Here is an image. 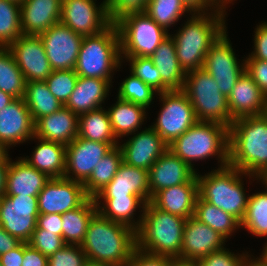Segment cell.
<instances>
[{
    "label": "cell",
    "mask_w": 267,
    "mask_h": 266,
    "mask_svg": "<svg viewBox=\"0 0 267 266\" xmlns=\"http://www.w3.org/2000/svg\"><path fill=\"white\" fill-rule=\"evenodd\" d=\"M79 116L66 107L39 118L34 124V136L67 146L78 133Z\"/></svg>",
    "instance_id": "4316f807"
},
{
    "label": "cell",
    "mask_w": 267,
    "mask_h": 266,
    "mask_svg": "<svg viewBox=\"0 0 267 266\" xmlns=\"http://www.w3.org/2000/svg\"><path fill=\"white\" fill-rule=\"evenodd\" d=\"M175 260L170 256L155 255L135 248L125 266H171Z\"/></svg>",
    "instance_id": "681fc988"
},
{
    "label": "cell",
    "mask_w": 267,
    "mask_h": 266,
    "mask_svg": "<svg viewBox=\"0 0 267 266\" xmlns=\"http://www.w3.org/2000/svg\"><path fill=\"white\" fill-rule=\"evenodd\" d=\"M194 217L218 232L227 241L240 229V222L231 214L197 196Z\"/></svg>",
    "instance_id": "e575fe53"
},
{
    "label": "cell",
    "mask_w": 267,
    "mask_h": 266,
    "mask_svg": "<svg viewBox=\"0 0 267 266\" xmlns=\"http://www.w3.org/2000/svg\"><path fill=\"white\" fill-rule=\"evenodd\" d=\"M24 100L34 123L39 118L53 114L64 106L49 91L45 81L26 82Z\"/></svg>",
    "instance_id": "8d00e7d4"
},
{
    "label": "cell",
    "mask_w": 267,
    "mask_h": 266,
    "mask_svg": "<svg viewBox=\"0 0 267 266\" xmlns=\"http://www.w3.org/2000/svg\"><path fill=\"white\" fill-rule=\"evenodd\" d=\"M229 4L231 5V0H226V11L228 10V7L230 8Z\"/></svg>",
    "instance_id": "2644e50d"
},
{
    "label": "cell",
    "mask_w": 267,
    "mask_h": 266,
    "mask_svg": "<svg viewBox=\"0 0 267 266\" xmlns=\"http://www.w3.org/2000/svg\"><path fill=\"white\" fill-rule=\"evenodd\" d=\"M123 64L118 28L111 24L97 35L83 36L74 70L78 76L101 78L112 84Z\"/></svg>",
    "instance_id": "52a82bcc"
},
{
    "label": "cell",
    "mask_w": 267,
    "mask_h": 266,
    "mask_svg": "<svg viewBox=\"0 0 267 266\" xmlns=\"http://www.w3.org/2000/svg\"><path fill=\"white\" fill-rule=\"evenodd\" d=\"M161 75V93L182 90L186 73L176 56L174 39L169 35L150 56Z\"/></svg>",
    "instance_id": "4dcf8cb0"
},
{
    "label": "cell",
    "mask_w": 267,
    "mask_h": 266,
    "mask_svg": "<svg viewBox=\"0 0 267 266\" xmlns=\"http://www.w3.org/2000/svg\"><path fill=\"white\" fill-rule=\"evenodd\" d=\"M141 197L149 200L148 170L122 163L109 184L94 198Z\"/></svg>",
    "instance_id": "44dd1931"
},
{
    "label": "cell",
    "mask_w": 267,
    "mask_h": 266,
    "mask_svg": "<svg viewBox=\"0 0 267 266\" xmlns=\"http://www.w3.org/2000/svg\"><path fill=\"white\" fill-rule=\"evenodd\" d=\"M215 168L211 171L208 170L209 172L205 174L196 173L198 196L241 222L245 216L250 195L248 194L249 191L245 190V184L249 182L248 184L251 185L255 180L258 184L259 179L230 165ZM245 177L246 183L244 184Z\"/></svg>",
    "instance_id": "277c9868"
},
{
    "label": "cell",
    "mask_w": 267,
    "mask_h": 266,
    "mask_svg": "<svg viewBox=\"0 0 267 266\" xmlns=\"http://www.w3.org/2000/svg\"><path fill=\"white\" fill-rule=\"evenodd\" d=\"M87 255L80 245L65 244L48 257L47 266H85Z\"/></svg>",
    "instance_id": "7dc6e473"
},
{
    "label": "cell",
    "mask_w": 267,
    "mask_h": 266,
    "mask_svg": "<svg viewBox=\"0 0 267 266\" xmlns=\"http://www.w3.org/2000/svg\"><path fill=\"white\" fill-rule=\"evenodd\" d=\"M77 137L102 143H119L104 107L79 115Z\"/></svg>",
    "instance_id": "836d02e7"
},
{
    "label": "cell",
    "mask_w": 267,
    "mask_h": 266,
    "mask_svg": "<svg viewBox=\"0 0 267 266\" xmlns=\"http://www.w3.org/2000/svg\"><path fill=\"white\" fill-rule=\"evenodd\" d=\"M129 63V73L140 78L158 94L161 93V75L150 57H121Z\"/></svg>",
    "instance_id": "7bdbcfd3"
},
{
    "label": "cell",
    "mask_w": 267,
    "mask_h": 266,
    "mask_svg": "<svg viewBox=\"0 0 267 266\" xmlns=\"http://www.w3.org/2000/svg\"><path fill=\"white\" fill-rule=\"evenodd\" d=\"M145 13L168 32L182 17L192 14L181 0H148Z\"/></svg>",
    "instance_id": "ab89813d"
},
{
    "label": "cell",
    "mask_w": 267,
    "mask_h": 266,
    "mask_svg": "<svg viewBox=\"0 0 267 266\" xmlns=\"http://www.w3.org/2000/svg\"><path fill=\"white\" fill-rule=\"evenodd\" d=\"M80 246L90 261L125 266L136 248V231L97 212Z\"/></svg>",
    "instance_id": "3957f363"
},
{
    "label": "cell",
    "mask_w": 267,
    "mask_h": 266,
    "mask_svg": "<svg viewBox=\"0 0 267 266\" xmlns=\"http://www.w3.org/2000/svg\"><path fill=\"white\" fill-rule=\"evenodd\" d=\"M227 240L194 216L186 219L181 255L182 261L196 262L214 251L225 247Z\"/></svg>",
    "instance_id": "ffe728a7"
},
{
    "label": "cell",
    "mask_w": 267,
    "mask_h": 266,
    "mask_svg": "<svg viewBox=\"0 0 267 266\" xmlns=\"http://www.w3.org/2000/svg\"><path fill=\"white\" fill-rule=\"evenodd\" d=\"M168 149L196 173L195 162L218 160V168L229 165V128L216 122L197 121L174 140ZM212 157V158H211Z\"/></svg>",
    "instance_id": "5b68a950"
},
{
    "label": "cell",
    "mask_w": 267,
    "mask_h": 266,
    "mask_svg": "<svg viewBox=\"0 0 267 266\" xmlns=\"http://www.w3.org/2000/svg\"><path fill=\"white\" fill-rule=\"evenodd\" d=\"M245 71L267 97V61L245 56Z\"/></svg>",
    "instance_id": "f907efd6"
},
{
    "label": "cell",
    "mask_w": 267,
    "mask_h": 266,
    "mask_svg": "<svg viewBox=\"0 0 267 266\" xmlns=\"http://www.w3.org/2000/svg\"><path fill=\"white\" fill-rule=\"evenodd\" d=\"M214 8L226 11V0H207Z\"/></svg>",
    "instance_id": "6125c7cd"
},
{
    "label": "cell",
    "mask_w": 267,
    "mask_h": 266,
    "mask_svg": "<svg viewBox=\"0 0 267 266\" xmlns=\"http://www.w3.org/2000/svg\"><path fill=\"white\" fill-rule=\"evenodd\" d=\"M171 266H196L195 262H189V261H182L176 259Z\"/></svg>",
    "instance_id": "be15d7a7"
},
{
    "label": "cell",
    "mask_w": 267,
    "mask_h": 266,
    "mask_svg": "<svg viewBox=\"0 0 267 266\" xmlns=\"http://www.w3.org/2000/svg\"><path fill=\"white\" fill-rule=\"evenodd\" d=\"M37 196H3L0 198V225L21 242H28L36 229Z\"/></svg>",
    "instance_id": "4fadbf2b"
},
{
    "label": "cell",
    "mask_w": 267,
    "mask_h": 266,
    "mask_svg": "<svg viewBox=\"0 0 267 266\" xmlns=\"http://www.w3.org/2000/svg\"><path fill=\"white\" fill-rule=\"evenodd\" d=\"M89 196L83 183L71 179L50 178L37 196L39 214H63L80 207Z\"/></svg>",
    "instance_id": "5bb4252c"
},
{
    "label": "cell",
    "mask_w": 267,
    "mask_h": 266,
    "mask_svg": "<svg viewBox=\"0 0 267 266\" xmlns=\"http://www.w3.org/2000/svg\"><path fill=\"white\" fill-rule=\"evenodd\" d=\"M258 179L261 185H264L267 189V172H264Z\"/></svg>",
    "instance_id": "003e7915"
},
{
    "label": "cell",
    "mask_w": 267,
    "mask_h": 266,
    "mask_svg": "<svg viewBox=\"0 0 267 266\" xmlns=\"http://www.w3.org/2000/svg\"><path fill=\"white\" fill-rule=\"evenodd\" d=\"M245 266H267V261L262 259L260 256H253L251 255L248 261L246 262Z\"/></svg>",
    "instance_id": "91938a15"
},
{
    "label": "cell",
    "mask_w": 267,
    "mask_h": 266,
    "mask_svg": "<svg viewBox=\"0 0 267 266\" xmlns=\"http://www.w3.org/2000/svg\"><path fill=\"white\" fill-rule=\"evenodd\" d=\"M197 196L198 181L195 174L186 183L159 190L151 197L150 202L165 212L188 219L194 216Z\"/></svg>",
    "instance_id": "d4e9b609"
},
{
    "label": "cell",
    "mask_w": 267,
    "mask_h": 266,
    "mask_svg": "<svg viewBox=\"0 0 267 266\" xmlns=\"http://www.w3.org/2000/svg\"><path fill=\"white\" fill-rule=\"evenodd\" d=\"M62 0H24L20 5L23 35H37L61 20Z\"/></svg>",
    "instance_id": "cb8c5ba5"
},
{
    "label": "cell",
    "mask_w": 267,
    "mask_h": 266,
    "mask_svg": "<svg viewBox=\"0 0 267 266\" xmlns=\"http://www.w3.org/2000/svg\"><path fill=\"white\" fill-rule=\"evenodd\" d=\"M107 108L112 130L118 140L137 132L142 128L148 116V109L142 105L124 101L116 97Z\"/></svg>",
    "instance_id": "1f68e13d"
},
{
    "label": "cell",
    "mask_w": 267,
    "mask_h": 266,
    "mask_svg": "<svg viewBox=\"0 0 267 266\" xmlns=\"http://www.w3.org/2000/svg\"><path fill=\"white\" fill-rule=\"evenodd\" d=\"M149 200L159 190L188 182L196 172L169 149L151 166Z\"/></svg>",
    "instance_id": "7402d4cb"
},
{
    "label": "cell",
    "mask_w": 267,
    "mask_h": 266,
    "mask_svg": "<svg viewBox=\"0 0 267 266\" xmlns=\"http://www.w3.org/2000/svg\"><path fill=\"white\" fill-rule=\"evenodd\" d=\"M148 0H107L108 17L111 24H116L130 14L145 13Z\"/></svg>",
    "instance_id": "c3c4849f"
},
{
    "label": "cell",
    "mask_w": 267,
    "mask_h": 266,
    "mask_svg": "<svg viewBox=\"0 0 267 266\" xmlns=\"http://www.w3.org/2000/svg\"><path fill=\"white\" fill-rule=\"evenodd\" d=\"M97 213L94 198H88L80 207L62 214V238L66 244L81 245L89 222Z\"/></svg>",
    "instance_id": "d6a6232c"
},
{
    "label": "cell",
    "mask_w": 267,
    "mask_h": 266,
    "mask_svg": "<svg viewBox=\"0 0 267 266\" xmlns=\"http://www.w3.org/2000/svg\"><path fill=\"white\" fill-rule=\"evenodd\" d=\"M9 151L0 143V160H2Z\"/></svg>",
    "instance_id": "a7ac6f4b"
},
{
    "label": "cell",
    "mask_w": 267,
    "mask_h": 266,
    "mask_svg": "<svg viewBox=\"0 0 267 266\" xmlns=\"http://www.w3.org/2000/svg\"><path fill=\"white\" fill-rule=\"evenodd\" d=\"M10 159L11 158L8 153L2 160H0V198H2L5 194L7 172H8V166L10 164Z\"/></svg>",
    "instance_id": "680465c9"
},
{
    "label": "cell",
    "mask_w": 267,
    "mask_h": 266,
    "mask_svg": "<svg viewBox=\"0 0 267 266\" xmlns=\"http://www.w3.org/2000/svg\"><path fill=\"white\" fill-rule=\"evenodd\" d=\"M182 91L192 104L198 121L216 122L227 126L233 123L228 98L218 84L203 68L186 73Z\"/></svg>",
    "instance_id": "ba28073f"
},
{
    "label": "cell",
    "mask_w": 267,
    "mask_h": 266,
    "mask_svg": "<svg viewBox=\"0 0 267 266\" xmlns=\"http://www.w3.org/2000/svg\"><path fill=\"white\" fill-rule=\"evenodd\" d=\"M36 226L62 236V215L56 213L39 214Z\"/></svg>",
    "instance_id": "f5cc1de1"
},
{
    "label": "cell",
    "mask_w": 267,
    "mask_h": 266,
    "mask_svg": "<svg viewBox=\"0 0 267 266\" xmlns=\"http://www.w3.org/2000/svg\"><path fill=\"white\" fill-rule=\"evenodd\" d=\"M78 77L74 69L53 70L45 82L53 96L64 105L73 92Z\"/></svg>",
    "instance_id": "ee69618b"
},
{
    "label": "cell",
    "mask_w": 267,
    "mask_h": 266,
    "mask_svg": "<svg viewBox=\"0 0 267 266\" xmlns=\"http://www.w3.org/2000/svg\"><path fill=\"white\" fill-rule=\"evenodd\" d=\"M48 257L23 242V260L21 266H47Z\"/></svg>",
    "instance_id": "db71d44e"
},
{
    "label": "cell",
    "mask_w": 267,
    "mask_h": 266,
    "mask_svg": "<svg viewBox=\"0 0 267 266\" xmlns=\"http://www.w3.org/2000/svg\"><path fill=\"white\" fill-rule=\"evenodd\" d=\"M27 243L46 257L53 255L66 244L62 236L45 229H40L37 226Z\"/></svg>",
    "instance_id": "bcb514c9"
},
{
    "label": "cell",
    "mask_w": 267,
    "mask_h": 266,
    "mask_svg": "<svg viewBox=\"0 0 267 266\" xmlns=\"http://www.w3.org/2000/svg\"><path fill=\"white\" fill-rule=\"evenodd\" d=\"M22 242L6 232L0 225V255L19 246Z\"/></svg>",
    "instance_id": "9f6ffc18"
},
{
    "label": "cell",
    "mask_w": 267,
    "mask_h": 266,
    "mask_svg": "<svg viewBox=\"0 0 267 266\" xmlns=\"http://www.w3.org/2000/svg\"><path fill=\"white\" fill-rule=\"evenodd\" d=\"M160 111L150 125L170 145L198 120L189 98L182 90L159 93Z\"/></svg>",
    "instance_id": "30bf717a"
},
{
    "label": "cell",
    "mask_w": 267,
    "mask_h": 266,
    "mask_svg": "<svg viewBox=\"0 0 267 266\" xmlns=\"http://www.w3.org/2000/svg\"><path fill=\"white\" fill-rule=\"evenodd\" d=\"M26 81L8 47H0V90L24 98Z\"/></svg>",
    "instance_id": "f35d334b"
},
{
    "label": "cell",
    "mask_w": 267,
    "mask_h": 266,
    "mask_svg": "<svg viewBox=\"0 0 267 266\" xmlns=\"http://www.w3.org/2000/svg\"><path fill=\"white\" fill-rule=\"evenodd\" d=\"M264 116L267 118V104H266V106H265V109H264Z\"/></svg>",
    "instance_id": "8c879c8a"
},
{
    "label": "cell",
    "mask_w": 267,
    "mask_h": 266,
    "mask_svg": "<svg viewBox=\"0 0 267 266\" xmlns=\"http://www.w3.org/2000/svg\"><path fill=\"white\" fill-rule=\"evenodd\" d=\"M228 13L215 8L208 13H192L175 33L176 56L185 73L201 69L210 46L227 29Z\"/></svg>",
    "instance_id": "6da1fadb"
},
{
    "label": "cell",
    "mask_w": 267,
    "mask_h": 266,
    "mask_svg": "<svg viewBox=\"0 0 267 266\" xmlns=\"http://www.w3.org/2000/svg\"><path fill=\"white\" fill-rule=\"evenodd\" d=\"M8 48L26 82L45 81L52 73L40 36L21 35Z\"/></svg>",
    "instance_id": "ac0fdd59"
},
{
    "label": "cell",
    "mask_w": 267,
    "mask_h": 266,
    "mask_svg": "<svg viewBox=\"0 0 267 266\" xmlns=\"http://www.w3.org/2000/svg\"><path fill=\"white\" fill-rule=\"evenodd\" d=\"M126 138L127 140L124 138L118 143L123 162L137 168L149 171L157 159L168 150V145L150 125Z\"/></svg>",
    "instance_id": "2e32d148"
},
{
    "label": "cell",
    "mask_w": 267,
    "mask_h": 266,
    "mask_svg": "<svg viewBox=\"0 0 267 266\" xmlns=\"http://www.w3.org/2000/svg\"><path fill=\"white\" fill-rule=\"evenodd\" d=\"M118 143H102L76 137L66 146L64 177L84 183L98 162Z\"/></svg>",
    "instance_id": "e0dca14e"
},
{
    "label": "cell",
    "mask_w": 267,
    "mask_h": 266,
    "mask_svg": "<svg viewBox=\"0 0 267 266\" xmlns=\"http://www.w3.org/2000/svg\"><path fill=\"white\" fill-rule=\"evenodd\" d=\"M259 256L265 261H267V241L266 243L263 244V248H262L261 253H259Z\"/></svg>",
    "instance_id": "03108f58"
},
{
    "label": "cell",
    "mask_w": 267,
    "mask_h": 266,
    "mask_svg": "<svg viewBox=\"0 0 267 266\" xmlns=\"http://www.w3.org/2000/svg\"><path fill=\"white\" fill-rule=\"evenodd\" d=\"M62 0L61 20L63 25L82 36H93L107 29V0Z\"/></svg>",
    "instance_id": "7c38bea8"
},
{
    "label": "cell",
    "mask_w": 267,
    "mask_h": 266,
    "mask_svg": "<svg viewBox=\"0 0 267 266\" xmlns=\"http://www.w3.org/2000/svg\"><path fill=\"white\" fill-rule=\"evenodd\" d=\"M191 13H208L215 8L207 0H181Z\"/></svg>",
    "instance_id": "6f0895ef"
},
{
    "label": "cell",
    "mask_w": 267,
    "mask_h": 266,
    "mask_svg": "<svg viewBox=\"0 0 267 266\" xmlns=\"http://www.w3.org/2000/svg\"><path fill=\"white\" fill-rule=\"evenodd\" d=\"M229 165L260 177L267 172V118H237L229 127Z\"/></svg>",
    "instance_id": "7a4b0ae2"
},
{
    "label": "cell",
    "mask_w": 267,
    "mask_h": 266,
    "mask_svg": "<svg viewBox=\"0 0 267 266\" xmlns=\"http://www.w3.org/2000/svg\"><path fill=\"white\" fill-rule=\"evenodd\" d=\"M34 124L24 98H15L0 110V143L9 151L30 141L34 136Z\"/></svg>",
    "instance_id": "d6986e66"
},
{
    "label": "cell",
    "mask_w": 267,
    "mask_h": 266,
    "mask_svg": "<svg viewBox=\"0 0 267 266\" xmlns=\"http://www.w3.org/2000/svg\"><path fill=\"white\" fill-rule=\"evenodd\" d=\"M119 83L116 96L121 100L142 105L147 109L152 107L155 99L157 100L155 96L158 93L132 73Z\"/></svg>",
    "instance_id": "60d3db41"
},
{
    "label": "cell",
    "mask_w": 267,
    "mask_h": 266,
    "mask_svg": "<svg viewBox=\"0 0 267 266\" xmlns=\"http://www.w3.org/2000/svg\"><path fill=\"white\" fill-rule=\"evenodd\" d=\"M37 142L30 156H22L30 166L45 173L49 178L64 177L66 168V146L33 136L28 142Z\"/></svg>",
    "instance_id": "f1b7e54d"
},
{
    "label": "cell",
    "mask_w": 267,
    "mask_h": 266,
    "mask_svg": "<svg viewBox=\"0 0 267 266\" xmlns=\"http://www.w3.org/2000/svg\"><path fill=\"white\" fill-rule=\"evenodd\" d=\"M45 52L52 70L74 69L77 63L82 35L61 22L41 33Z\"/></svg>",
    "instance_id": "9a60e30c"
},
{
    "label": "cell",
    "mask_w": 267,
    "mask_h": 266,
    "mask_svg": "<svg viewBox=\"0 0 267 266\" xmlns=\"http://www.w3.org/2000/svg\"><path fill=\"white\" fill-rule=\"evenodd\" d=\"M23 260V242L14 248L0 255V264L3 266H21Z\"/></svg>",
    "instance_id": "11a10c76"
},
{
    "label": "cell",
    "mask_w": 267,
    "mask_h": 266,
    "mask_svg": "<svg viewBox=\"0 0 267 266\" xmlns=\"http://www.w3.org/2000/svg\"><path fill=\"white\" fill-rule=\"evenodd\" d=\"M85 266H112V265L107 264V263L94 262V261H90V260H88V261L85 263Z\"/></svg>",
    "instance_id": "e7e4bbea"
},
{
    "label": "cell",
    "mask_w": 267,
    "mask_h": 266,
    "mask_svg": "<svg viewBox=\"0 0 267 266\" xmlns=\"http://www.w3.org/2000/svg\"><path fill=\"white\" fill-rule=\"evenodd\" d=\"M250 194L247 209L240 230L247 231L256 237H265L267 241V189Z\"/></svg>",
    "instance_id": "74e56055"
},
{
    "label": "cell",
    "mask_w": 267,
    "mask_h": 266,
    "mask_svg": "<svg viewBox=\"0 0 267 266\" xmlns=\"http://www.w3.org/2000/svg\"><path fill=\"white\" fill-rule=\"evenodd\" d=\"M228 98L229 112L233 120L264 113L267 97L245 72L238 78Z\"/></svg>",
    "instance_id": "603a6c76"
},
{
    "label": "cell",
    "mask_w": 267,
    "mask_h": 266,
    "mask_svg": "<svg viewBox=\"0 0 267 266\" xmlns=\"http://www.w3.org/2000/svg\"><path fill=\"white\" fill-rule=\"evenodd\" d=\"M122 163V151L117 145L98 162L90 177L83 183L87 195L94 198L102 191L113 179Z\"/></svg>",
    "instance_id": "d590c367"
},
{
    "label": "cell",
    "mask_w": 267,
    "mask_h": 266,
    "mask_svg": "<svg viewBox=\"0 0 267 266\" xmlns=\"http://www.w3.org/2000/svg\"><path fill=\"white\" fill-rule=\"evenodd\" d=\"M7 1H10V2L17 3V4L21 5L24 0H7Z\"/></svg>",
    "instance_id": "89a4df30"
},
{
    "label": "cell",
    "mask_w": 267,
    "mask_h": 266,
    "mask_svg": "<svg viewBox=\"0 0 267 266\" xmlns=\"http://www.w3.org/2000/svg\"><path fill=\"white\" fill-rule=\"evenodd\" d=\"M15 98L11 96L8 93L3 92L0 90V110L2 108H5L7 105H9Z\"/></svg>",
    "instance_id": "94428289"
},
{
    "label": "cell",
    "mask_w": 267,
    "mask_h": 266,
    "mask_svg": "<svg viewBox=\"0 0 267 266\" xmlns=\"http://www.w3.org/2000/svg\"><path fill=\"white\" fill-rule=\"evenodd\" d=\"M227 31L226 29L210 46L202 67L216 81L219 90L226 97L245 72V57L238 59Z\"/></svg>",
    "instance_id": "8fae6325"
},
{
    "label": "cell",
    "mask_w": 267,
    "mask_h": 266,
    "mask_svg": "<svg viewBox=\"0 0 267 266\" xmlns=\"http://www.w3.org/2000/svg\"><path fill=\"white\" fill-rule=\"evenodd\" d=\"M50 178L24 161L10 159L5 196H38Z\"/></svg>",
    "instance_id": "83f0119b"
},
{
    "label": "cell",
    "mask_w": 267,
    "mask_h": 266,
    "mask_svg": "<svg viewBox=\"0 0 267 266\" xmlns=\"http://www.w3.org/2000/svg\"><path fill=\"white\" fill-rule=\"evenodd\" d=\"M185 223V218L165 212L151 202L146 203L141 225L136 231V248L177 259L181 255Z\"/></svg>",
    "instance_id": "8992f818"
},
{
    "label": "cell",
    "mask_w": 267,
    "mask_h": 266,
    "mask_svg": "<svg viewBox=\"0 0 267 266\" xmlns=\"http://www.w3.org/2000/svg\"><path fill=\"white\" fill-rule=\"evenodd\" d=\"M112 86L105 79L79 76L75 88L64 107L78 116L91 110L105 107L104 104L106 99H109Z\"/></svg>",
    "instance_id": "484cf974"
},
{
    "label": "cell",
    "mask_w": 267,
    "mask_h": 266,
    "mask_svg": "<svg viewBox=\"0 0 267 266\" xmlns=\"http://www.w3.org/2000/svg\"><path fill=\"white\" fill-rule=\"evenodd\" d=\"M21 35L20 5L0 0V47H8Z\"/></svg>",
    "instance_id": "b9f144b4"
},
{
    "label": "cell",
    "mask_w": 267,
    "mask_h": 266,
    "mask_svg": "<svg viewBox=\"0 0 267 266\" xmlns=\"http://www.w3.org/2000/svg\"><path fill=\"white\" fill-rule=\"evenodd\" d=\"M241 253H235V250L233 252L230 248L224 247L199 259L195 264L196 266H245L252 253L246 250Z\"/></svg>",
    "instance_id": "f6af8a7d"
},
{
    "label": "cell",
    "mask_w": 267,
    "mask_h": 266,
    "mask_svg": "<svg viewBox=\"0 0 267 266\" xmlns=\"http://www.w3.org/2000/svg\"><path fill=\"white\" fill-rule=\"evenodd\" d=\"M116 26L121 57H150L170 34L146 13L127 15Z\"/></svg>",
    "instance_id": "9c48e42d"
},
{
    "label": "cell",
    "mask_w": 267,
    "mask_h": 266,
    "mask_svg": "<svg viewBox=\"0 0 267 266\" xmlns=\"http://www.w3.org/2000/svg\"><path fill=\"white\" fill-rule=\"evenodd\" d=\"M259 24V25H258ZM255 26L252 52L249 55L253 59L267 61V21H261Z\"/></svg>",
    "instance_id": "816d5d0a"
},
{
    "label": "cell",
    "mask_w": 267,
    "mask_h": 266,
    "mask_svg": "<svg viewBox=\"0 0 267 266\" xmlns=\"http://www.w3.org/2000/svg\"><path fill=\"white\" fill-rule=\"evenodd\" d=\"M236 0H231V5L235 3Z\"/></svg>",
    "instance_id": "753ad0ef"
},
{
    "label": "cell",
    "mask_w": 267,
    "mask_h": 266,
    "mask_svg": "<svg viewBox=\"0 0 267 266\" xmlns=\"http://www.w3.org/2000/svg\"><path fill=\"white\" fill-rule=\"evenodd\" d=\"M94 200L97 212L104 218L124 224L134 231L139 229L146 204L141 197L94 198Z\"/></svg>",
    "instance_id": "f546056e"
}]
</instances>
